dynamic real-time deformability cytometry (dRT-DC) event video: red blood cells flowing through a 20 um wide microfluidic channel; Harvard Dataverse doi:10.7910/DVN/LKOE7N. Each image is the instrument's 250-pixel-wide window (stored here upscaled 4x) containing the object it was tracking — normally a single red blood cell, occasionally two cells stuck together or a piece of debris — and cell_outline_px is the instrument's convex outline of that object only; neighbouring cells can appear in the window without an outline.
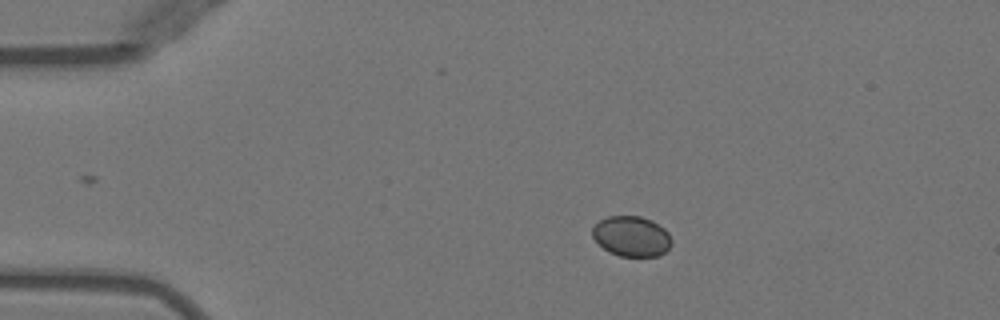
{"species": "Egyptian fruit bat (a non-hibernating species)", "species_latin": "Rousettus aegyptiacus", "temperature_condition": "warm", "stored_images_in_passage": 5, "camera_frame_rate_fps": 3000, "um_per_image_px": 0.085, "animal": {"sex": "female"}, "frame": {"image": 1, "passage_image": 1, "time_ms": 0.0, "image_size_px": [1000, 320], "cell_outline_px": [[672, 244], [660, 256], [620, 256], [608, 252], [592, 236], [592, 228], [600, 220], [608, 216], [640, 216], [652, 220], [664, 228], [668, 232], [672, 240]], "centroid_in_image_um": [53.7, 20.08], "position_along_channel_um": 31.3, "area_um2": 18.61}}